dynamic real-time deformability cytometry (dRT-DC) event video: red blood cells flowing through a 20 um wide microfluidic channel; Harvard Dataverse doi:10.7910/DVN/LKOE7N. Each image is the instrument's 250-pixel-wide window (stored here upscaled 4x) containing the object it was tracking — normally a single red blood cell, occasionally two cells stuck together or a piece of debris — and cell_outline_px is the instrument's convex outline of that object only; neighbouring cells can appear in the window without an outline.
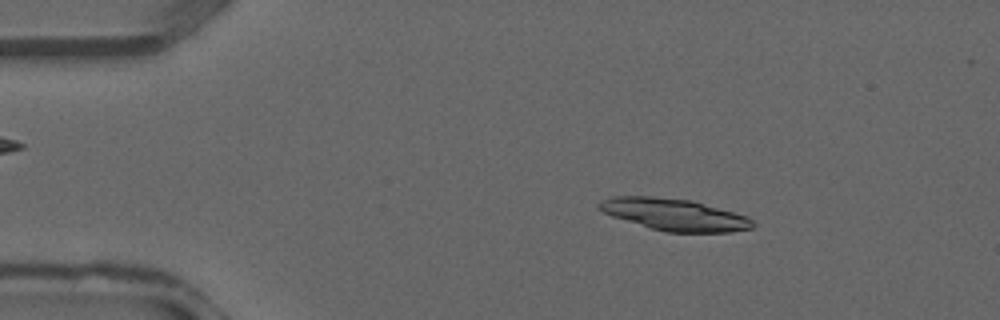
{"species": "common noctule bat (a hibernating species)", "species_latin": "Nyctalus noctula", "temperature_condition": "warm", "stored_images_in_passage": 10, "camera_frame_rate_fps": 3000, "um_per_image_px": 0.085, "animal": {"sex": "male", "forearm_length_mm": 52.5}, "frame": {"image": 1, "passage_image": 5, "time_ms": 1.333, "image_size_px": [1000, 320], "cell_outline_px": [[756, 224], [752, 228], [732, 232], [668, 232], [652, 228], [612, 216], [596, 208], [596, 204], [600, 200], [612, 196], [652, 196], [692, 200], [748, 216]], "centroid_in_image_um": [57.32, 18.23], "position_along_channel_um": 27.7, "area_um2": 28.55}}